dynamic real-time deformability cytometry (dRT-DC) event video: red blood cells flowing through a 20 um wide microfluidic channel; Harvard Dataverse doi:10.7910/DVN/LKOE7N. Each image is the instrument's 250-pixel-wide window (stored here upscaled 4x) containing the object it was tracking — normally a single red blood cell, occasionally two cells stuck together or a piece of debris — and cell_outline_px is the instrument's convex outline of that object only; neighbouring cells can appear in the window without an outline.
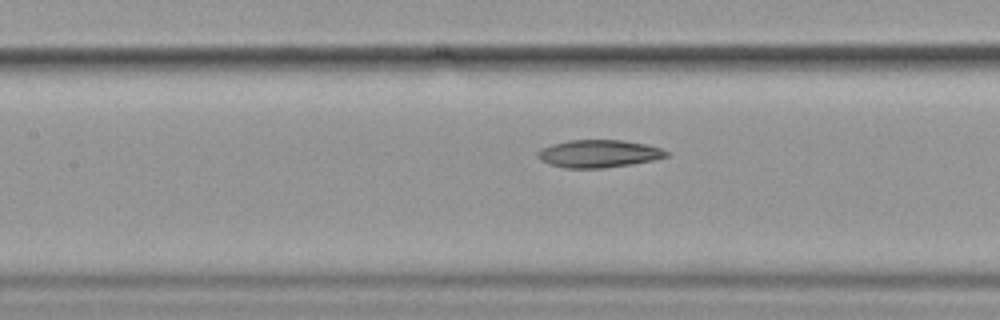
{"species": "common noctule bat (a hibernating species)", "species_latin": "Nyctalus noctula", "temperature_condition": "cold", "stored_images_in_passage": 25, "camera_frame_rate_fps": 3000, "um_per_image_px": 0.085, "animal": {"sex": "female", "body_mass_g": 19.9}, "frame": {"image": 1, "passage_image": 22, "time_ms": 7.0, "image_size_px": [1000, 320], "cell_outline_px": [[668, 156], [652, 160], [632, 164], [604, 168], [564, 168], [548, 164], [540, 160], [536, 156], [536, 152], [540, 148], [552, 144], [568, 140], [620, 140], [648, 144], [660, 148], [668, 152]], "centroid_in_image_um": [50.84, 13.06], "position_along_channel_um": 156.6, "area_um2": 20.87}}